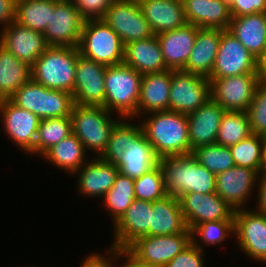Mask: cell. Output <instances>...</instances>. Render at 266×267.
<instances>
[{"mask_svg": "<svg viewBox=\"0 0 266 267\" xmlns=\"http://www.w3.org/2000/svg\"><path fill=\"white\" fill-rule=\"evenodd\" d=\"M228 31L258 60L266 47V12L232 16Z\"/></svg>", "mask_w": 266, "mask_h": 267, "instance_id": "cell-29", "label": "cell"}, {"mask_svg": "<svg viewBox=\"0 0 266 267\" xmlns=\"http://www.w3.org/2000/svg\"><path fill=\"white\" fill-rule=\"evenodd\" d=\"M142 74L124 63L105 70L104 108L121 118L138 117Z\"/></svg>", "mask_w": 266, "mask_h": 267, "instance_id": "cell-3", "label": "cell"}, {"mask_svg": "<svg viewBox=\"0 0 266 267\" xmlns=\"http://www.w3.org/2000/svg\"><path fill=\"white\" fill-rule=\"evenodd\" d=\"M226 111L212 98L194 112L187 114L191 153L198 147L214 144Z\"/></svg>", "mask_w": 266, "mask_h": 267, "instance_id": "cell-21", "label": "cell"}, {"mask_svg": "<svg viewBox=\"0 0 266 267\" xmlns=\"http://www.w3.org/2000/svg\"><path fill=\"white\" fill-rule=\"evenodd\" d=\"M178 199L189 230L205 221L234 220L235 210L217 193L188 192Z\"/></svg>", "mask_w": 266, "mask_h": 267, "instance_id": "cell-17", "label": "cell"}, {"mask_svg": "<svg viewBox=\"0 0 266 267\" xmlns=\"http://www.w3.org/2000/svg\"><path fill=\"white\" fill-rule=\"evenodd\" d=\"M192 242L191 230L177 234L143 236L127 250L149 267H165Z\"/></svg>", "mask_w": 266, "mask_h": 267, "instance_id": "cell-8", "label": "cell"}, {"mask_svg": "<svg viewBox=\"0 0 266 267\" xmlns=\"http://www.w3.org/2000/svg\"><path fill=\"white\" fill-rule=\"evenodd\" d=\"M0 114L5 135L23 152L35 155L36 135L41 119L17 107L9 99L0 100Z\"/></svg>", "mask_w": 266, "mask_h": 267, "instance_id": "cell-15", "label": "cell"}, {"mask_svg": "<svg viewBox=\"0 0 266 267\" xmlns=\"http://www.w3.org/2000/svg\"><path fill=\"white\" fill-rule=\"evenodd\" d=\"M208 79L211 98L225 111L247 112L260 83L258 73Z\"/></svg>", "mask_w": 266, "mask_h": 267, "instance_id": "cell-11", "label": "cell"}, {"mask_svg": "<svg viewBox=\"0 0 266 267\" xmlns=\"http://www.w3.org/2000/svg\"><path fill=\"white\" fill-rule=\"evenodd\" d=\"M171 78L172 70L142 75L138 117L169 110Z\"/></svg>", "mask_w": 266, "mask_h": 267, "instance_id": "cell-28", "label": "cell"}, {"mask_svg": "<svg viewBox=\"0 0 266 267\" xmlns=\"http://www.w3.org/2000/svg\"><path fill=\"white\" fill-rule=\"evenodd\" d=\"M149 116L140 125L159 159L191 154L186 114L168 110L149 113Z\"/></svg>", "mask_w": 266, "mask_h": 267, "instance_id": "cell-1", "label": "cell"}, {"mask_svg": "<svg viewBox=\"0 0 266 267\" xmlns=\"http://www.w3.org/2000/svg\"><path fill=\"white\" fill-rule=\"evenodd\" d=\"M265 137L251 134L229 147L236 166L247 167L261 173Z\"/></svg>", "mask_w": 266, "mask_h": 267, "instance_id": "cell-39", "label": "cell"}, {"mask_svg": "<svg viewBox=\"0 0 266 267\" xmlns=\"http://www.w3.org/2000/svg\"><path fill=\"white\" fill-rule=\"evenodd\" d=\"M261 172L266 173V137L264 139V145H263V162L261 166Z\"/></svg>", "mask_w": 266, "mask_h": 267, "instance_id": "cell-52", "label": "cell"}, {"mask_svg": "<svg viewBox=\"0 0 266 267\" xmlns=\"http://www.w3.org/2000/svg\"><path fill=\"white\" fill-rule=\"evenodd\" d=\"M232 16L266 12V0H228Z\"/></svg>", "mask_w": 266, "mask_h": 267, "instance_id": "cell-46", "label": "cell"}, {"mask_svg": "<svg viewBox=\"0 0 266 267\" xmlns=\"http://www.w3.org/2000/svg\"><path fill=\"white\" fill-rule=\"evenodd\" d=\"M199 28L192 24L160 33L157 36L169 70H183L195 43Z\"/></svg>", "mask_w": 266, "mask_h": 267, "instance_id": "cell-22", "label": "cell"}, {"mask_svg": "<svg viewBox=\"0 0 266 267\" xmlns=\"http://www.w3.org/2000/svg\"><path fill=\"white\" fill-rule=\"evenodd\" d=\"M9 100L17 107L32 112L41 120L70 116L74 105L72 94L68 91L49 89L32 78Z\"/></svg>", "mask_w": 266, "mask_h": 267, "instance_id": "cell-6", "label": "cell"}, {"mask_svg": "<svg viewBox=\"0 0 266 267\" xmlns=\"http://www.w3.org/2000/svg\"><path fill=\"white\" fill-rule=\"evenodd\" d=\"M158 164L159 158L142 133L134 143H130L127 151L123 153L121 161L116 166L121 174L136 179Z\"/></svg>", "mask_w": 266, "mask_h": 267, "instance_id": "cell-31", "label": "cell"}, {"mask_svg": "<svg viewBox=\"0 0 266 267\" xmlns=\"http://www.w3.org/2000/svg\"><path fill=\"white\" fill-rule=\"evenodd\" d=\"M85 21L74 2L55 0L43 34L48 46L78 47Z\"/></svg>", "mask_w": 266, "mask_h": 267, "instance_id": "cell-12", "label": "cell"}, {"mask_svg": "<svg viewBox=\"0 0 266 267\" xmlns=\"http://www.w3.org/2000/svg\"><path fill=\"white\" fill-rule=\"evenodd\" d=\"M187 24L228 30L232 15L228 0H181Z\"/></svg>", "mask_w": 266, "mask_h": 267, "instance_id": "cell-24", "label": "cell"}, {"mask_svg": "<svg viewBox=\"0 0 266 267\" xmlns=\"http://www.w3.org/2000/svg\"><path fill=\"white\" fill-rule=\"evenodd\" d=\"M75 173L78 175V191L85 196L103 197L114 185L119 168L100 157L90 159Z\"/></svg>", "mask_w": 266, "mask_h": 267, "instance_id": "cell-23", "label": "cell"}, {"mask_svg": "<svg viewBox=\"0 0 266 267\" xmlns=\"http://www.w3.org/2000/svg\"><path fill=\"white\" fill-rule=\"evenodd\" d=\"M58 1L75 2L76 0H58Z\"/></svg>", "mask_w": 266, "mask_h": 267, "instance_id": "cell-53", "label": "cell"}, {"mask_svg": "<svg viewBox=\"0 0 266 267\" xmlns=\"http://www.w3.org/2000/svg\"><path fill=\"white\" fill-rule=\"evenodd\" d=\"M55 0H16L15 22L36 32H45Z\"/></svg>", "mask_w": 266, "mask_h": 267, "instance_id": "cell-34", "label": "cell"}, {"mask_svg": "<svg viewBox=\"0 0 266 267\" xmlns=\"http://www.w3.org/2000/svg\"><path fill=\"white\" fill-rule=\"evenodd\" d=\"M123 257L126 259L123 265H119L118 267H149L140 262L132 253H130L127 249H123ZM112 267H117L112 264Z\"/></svg>", "mask_w": 266, "mask_h": 267, "instance_id": "cell-50", "label": "cell"}, {"mask_svg": "<svg viewBox=\"0 0 266 267\" xmlns=\"http://www.w3.org/2000/svg\"><path fill=\"white\" fill-rule=\"evenodd\" d=\"M78 50L82 56L106 66L123 63L124 45L103 19L85 21Z\"/></svg>", "mask_w": 266, "mask_h": 267, "instance_id": "cell-7", "label": "cell"}, {"mask_svg": "<svg viewBox=\"0 0 266 267\" xmlns=\"http://www.w3.org/2000/svg\"><path fill=\"white\" fill-rule=\"evenodd\" d=\"M123 63L140 74L161 73L169 70L157 36L132 41L124 45Z\"/></svg>", "mask_w": 266, "mask_h": 267, "instance_id": "cell-25", "label": "cell"}, {"mask_svg": "<svg viewBox=\"0 0 266 267\" xmlns=\"http://www.w3.org/2000/svg\"><path fill=\"white\" fill-rule=\"evenodd\" d=\"M197 240L192 242L177 254L165 267H204V249Z\"/></svg>", "mask_w": 266, "mask_h": 267, "instance_id": "cell-44", "label": "cell"}, {"mask_svg": "<svg viewBox=\"0 0 266 267\" xmlns=\"http://www.w3.org/2000/svg\"><path fill=\"white\" fill-rule=\"evenodd\" d=\"M210 98V80L207 77L183 70H172L169 111L187 115Z\"/></svg>", "mask_w": 266, "mask_h": 267, "instance_id": "cell-10", "label": "cell"}, {"mask_svg": "<svg viewBox=\"0 0 266 267\" xmlns=\"http://www.w3.org/2000/svg\"><path fill=\"white\" fill-rule=\"evenodd\" d=\"M103 106L74 104L71 110L72 133L84 145L85 150H93L100 157L107 148L110 134L119 121L112 118L115 113Z\"/></svg>", "mask_w": 266, "mask_h": 267, "instance_id": "cell-5", "label": "cell"}, {"mask_svg": "<svg viewBox=\"0 0 266 267\" xmlns=\"http://www.w3.org/2000/svg\"><path fill=\"white\" fill-rule=\"evenodd\" d=\"M106 65L78 55L74 90V104L103 106L105 102Z\"/></svg>", "mask_w": 266, "mask_h": 267, "instance_id": "cell-16", "label": "cell"}, {"mask_svg": "<svg viewBox=\"0 0 266 267\" xmlns=\"http://www.w3.org/2000/svg\"><path fill=\"white\" fill-rule=\"evenodd\" d=\"M192 155L215 175L236 166L230 148L217 143L198 147Z\"/></svg>", "mask_w": 266, "mask_h": 267, "instance_id": "cell-40", "label": "cell"}, {"mask_svg": "<svg viewBox=\"0 0 266 267\" xmlns=\"http://www.w3.org/2000/svg\"><path fill=\"white\" fill-rule=\"evenodd\" d=\"M234 235L240 250L253 260L266 263V216L257 210L234 213Z\"/></svg>", "mask_w": 266, "mask_h": 267, "instance_id": "cell-14", "label": "cell"}, {"mask_svg": "<svg viewBox=\"0 0 266 267\" xmlns=\"http://www.w3.org/2000/svg\"><path fill=\"white\" fill-rule=\"evenodd\" d=\"M247 113L251 133L266 137V84L257 86Z\"/></svg>", "mask_w": 266, "mask_h": 267, "instance_id": "cell-43", "label": "cell"}, {"mask_svg": "<svg viewBox=\"0 0 266 267\" xmlns=\"http://www.w3.org/2000/svg\"><path fill=\"white\" fill-rule=\"evenodd\" d=\"M114 0H76L75 6L86 19H102Z\"/></svg>", "mask_w": 266, "mask_h": 267, "instance_id": "cell-45", "label": "cell"}, {"mask_svg": "<svg viewBox=\"0 0 266 267\" xmlns=\"http://www.w3.org/2000/svg\"><path fill=\"white\" fill-rule=\"evenodd\" d=\"M257 73L259 76L260 83L266 84V47L263 55L258 59Z\"/></svg>", "mask_w": 266, "mask_h": 267, "instance_id": "cell-51", "label": "cell"}, {"mask_svg": "<svg viewBox=\"0 0 266 267\" xmlns=\"http://www.w3.org/2000/svg\"><path fill=\"white\" fill-rule=\"evenodd\" d=\"M159 165L167 195L179 198L188 192L216 193V175L199 164L192 153L160 158Z\"/></svg>", "mask_w": 266, "mask_h": 267, "instance_id": "cell-2", "label": "cell"}, {"mask_svg": "<svg viewBox=\"0 0 266 267\" xmlns=\"http://www.w3.org/2000/svg\"><path fill=\"white\" fill-rule=\"evenodd\" d=\"M107 254L109 255L108 257H104V255L100 253L89 254L80 267H112V261L114 263V260L123 259V249L111 247L107 250L106 255Z\"/></svg>", "mask_w": 266, "mask_h": 267, "instance_id": "cell-47", "label": "cell"}, {"mask_svg": "<svg viewBox=\"0 0 266 267\" xmlns=\"http://www.w3.org/2000/svg\"><path fill=\"white\" fill-rule=\"evenodd\" d=\"M72 134L71 116L42 119L40 121L35 154L42 156L49 148Z\"/></svg>", "mask_w": 266, "mask_h": 267, "instance_id": "cell-37", "label": "cell"}, {"mask_svg": "<svg viewBox=\"0 0 266 267\" xmlns=\"http://www.w3.org/2000/svg\"><path fill=\"white\" fill-rule=\"evenodd\" d=\"M16 0H0V24L7 27L15 21Z\"/></svg>", "mask_w": 266, "mask_h": 267, "instance_id": "cell-48", "label": "cell"}, {"mask_svg": "<svg viewBox=\"0 0 266 267\" xmlns=\"http://www.w3.org/2000/svg\"><path fill=\"white\" fill-rule=\"evenodd\" d=\"M103 198L104 207L110 211L112 222L115 224L135 199L134 179L119 172L114 185Z\"/></svg>", "mask_w": 266, "mask_h": 267, "instance_id": "cell-36", "label": "cell"}, {"mask_svg": "<svg viewBox=\"0 0 266 267\" xmlns=\"http://www.w3.org/2000/svg\"><path fill=\"white\" fill-rule=\"evenodd\" d=\"M251 134L247 112L226 111L217 132L216 143L231 147Z\"/></svg>", "mask_w": 266, "mask_h": 267, "instance_id": "cell-38", "label": "cell"}, {"mask_svg": "<svg viewBox=\"0 0 266 267\" xmlns=\"http://www.w3.org/2000/svg\"><path fill=\"white\" fill-rule=\"evenodd\" d=\"M152 202L134 199L114 226L112 248L127 249L143 236H149Z\"/></svg>", "mask_w": 266, "mask_h": 267, "instance_id": "cell-20", "label": "cell"}, {"mask_svg": "<svg viewBox=\"0 0 266 267\" xmlns=\"http://www.w3.org/2000/svg\"><path fill=\"white\" fill-rule=\"evenodd\" d=\"M78 47L49 46L31 66L32 79L52 90L73 93Z\"/></svg>", "mask_w": 266, "mask_h": 267, "instance_id": "cell-4", "label": "cell"}, {"mask_svg": "<svg viewBox=\"0 0 266 267\" xmlns=\"http://www.w3.org/2000/svg\"><path fill=\"white\" fill-rule=\"evenodd\" d=\"M0 46L32 66L49 47L43 33L11 22L0 33Z\"/></svg>", "mask_w": 266, "mask_h": 267, "instance_id": "cell-18", "label": "cell"}, {"mask_svg": "<svg viewBox=\"0 0 266 267\" xmlns=\"http://www.w3.org/2000/svg\"><path fill=\"white\" fill-rule=\"evenodd\" d=\"M258 60L228 30H224L218 46L216 61L209 78L257 73Z\"/></svg>", "mask_w": 266, "mask_h": 267, "instance_id": "cell-13", "label": "cell"}, {"mask_svg": "<svg viewBox=\"0 0 266 267\" xmlns=\"http://www.w3.org/2000/svg\"><path fill=\"white\" fill-rule=\"evenodd\" d=\"M86 153L82 142L72 133L49 148L42 157L61 170L75 175V172L88 161Z\"/></svg>", "mask_w": 266, "mask_h": 267, "instance_id": "cell-33", "label": "cell"}, {"mask_svg": "<svg viewBox=\"0 0 266 267\" xmlns=\"http://www.w3.org/2000/svg\"><path fill=\"white\" fill-rule=\"evenodd\" d=\"M187 229L178 198L166 195L152 202L149 236L177 234Z\"/></svg>", "mask_w": 266, "mask_h": 267, "instance_id": "cell-30", "label": "cell"}, {"mask_svg": "<svg viewBox=\"0 0 266 267\" xmlns=\"http://www.w3.org/2000/svg\"><path fill=\"white\" fill-rule=\"evenodd\" d=\"M138 2L155 35L187 24L181 0H138Z\"/></svg>", "mask_w": 266, "mask_h": 267, "instance_id": "cell-26", "label": "cell"}, {"mask_svg": "<svg viewBox=\"0 0 266 267\" xmlns=\"http://www.w3.org/2000/svg\"><path fill=\"white\" fill-rule=\"evenodd\" d=\"M135 199L154 202L164 198L167 194L164 187V175L161 166L158 164L134 179Z\"/></svg>", "mask_w": 266, "mask_h": 267, "instance_id": "cell-41", "label": "cell"}, {"mask_svg": "<svg viewBox=\"0 0 266 267\" xmlns=\"http://www.w3.org/2000/svg\"><path fill=\"white\" fill-rule=\"evenodd\" d=\"M230 233L234 235V220L205 221L191 229L192 240H197L199 236L207 246L220 245Z\"/></svg>", "mask_w": 266, "mask_h": 267, "instance_id": "cell-42", "label": "cell"}, {"mask_svg": "<svg viewBox=\"0 0 266 267\" xmlns=\"http://www.w3.org/2000/svg\"><path fill=\"white\" fill-rule=\"evenodd\" d=\"M223 31L219 28H199L183 71L209 78L214 68Z\"/></svg>", "mask_w": 266, "mask_h": 267, "instance_id": "cell-27", "label": "cell"}, {"mask_svg": "<svg viewBox=\"0 0 266 267\" xmlns=\"http://www.w3.org/2000/svg\"><path fill=\"white\" fill-rule=\"evenodd\" d=\"M123 119L124 118H120L115 124L111 131L107 148L100 156L102 160L114 165H117L121 161L123 153L127 151V147L130 143H134L143 133L141 125L131 124L127 121H130V119L132 120V118H125V121Z\"/></svg>", "mask_w": 266, "mask_h": 267, "instance_id": "cell-35", "label": "cell"}, {"mask_svg": "<svg viewBox=\"0 0 266 267\" xmlns=\"http://www.w3.org/2000/svg\"><path fill=\"white\" fill-rule=\"evenodd\" d=\"M259 173L256 170L234 166L225 172L216 174V193L233 209H244L256 187ZM246 201V202H245Z\"/></svg>", "mask_w": 266, "mask_h": 267, "instance_id": "cell-19", "label": "cell"}, {"mask_svg": "<svg viewBox=\"0 0 266 267\" xmlns=\"http://www.w3.org/2000/svg\"><path fill=\"white\" fill-rule=\"evenodd\" d=\"M102 19L119 35L123 45L155 35L138 0H114Z\"/></svg>", "mask_w": 266, "mask_h": 267, "instance_id": "cell-9", "label": "cell"}, {"mask_svg": "<svg viewBox=\"0 0 266 267\" xmlns=\"http://www.w3.org/2000/svg\"><path fill=\"white\" fill-rule=\"evenodd\" d=\"M31 66L0 46V100L9 99L32 77Z\"/></svg>", "mask_w": 266, "mask_h": 267, "instance_id": "cell-32", "label": "cell"}, {"mask_svg": "<svg viewBox=\"0 0 266 267\" xmlns=\"http://www.w3.org/2000/svg\"><path fill=\"white\" fill-rule=\"evenodd\" d=\"M260 177V178H259ZM257 179V205L256 210L266 216V173L261 172Z\"/></svg>", "mask_w": 266, "mask_h": 267, "instance_id": "cell-49", "label": "cell"}]
</instances>
